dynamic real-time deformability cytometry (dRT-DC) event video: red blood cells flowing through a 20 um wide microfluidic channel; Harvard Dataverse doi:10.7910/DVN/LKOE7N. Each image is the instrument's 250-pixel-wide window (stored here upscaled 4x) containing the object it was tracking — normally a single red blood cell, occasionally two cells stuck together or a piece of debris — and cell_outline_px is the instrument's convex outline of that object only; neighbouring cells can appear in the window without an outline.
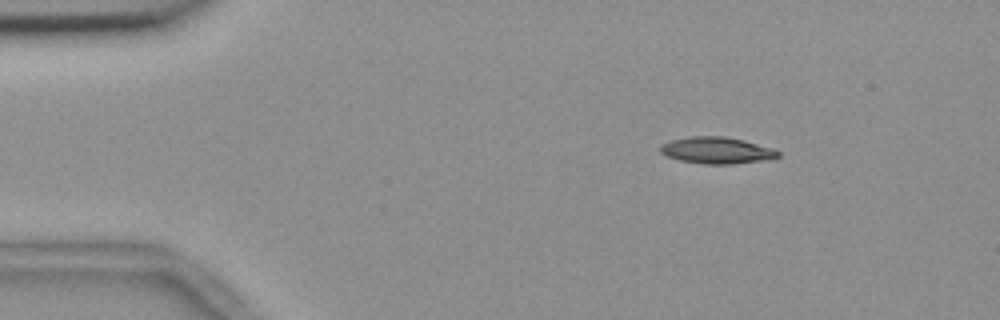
{"species": "common noctule bat (a hibernating species)", "species_latin": "Nyctalus noctula", "temperature_condition": "room temperature", "stored_images_in_passage": 24, "camera_frame_rate_fps": 3000, "um_per_image_px": 0.085, "animal": {"sex": "female", "body_mass_g": 18.4}, "frame": {"image": 1, "passage_image": 1, "time_ms": 0.0, "image_size_px": [1000, 320], "cell_outline_px": [[780, 156], [760, 160], [732, 164], [704, 164], [680, 160], [668, 156], [660, 152], [660, 144], [672, 140], [688, 136], [724, 136], [744, 140], [772, 148], [780, 152]], "centroid_in_image_um": [60.89, 12.77], "position_along_channel_um": 24.1, "area_um2": 18.09}}
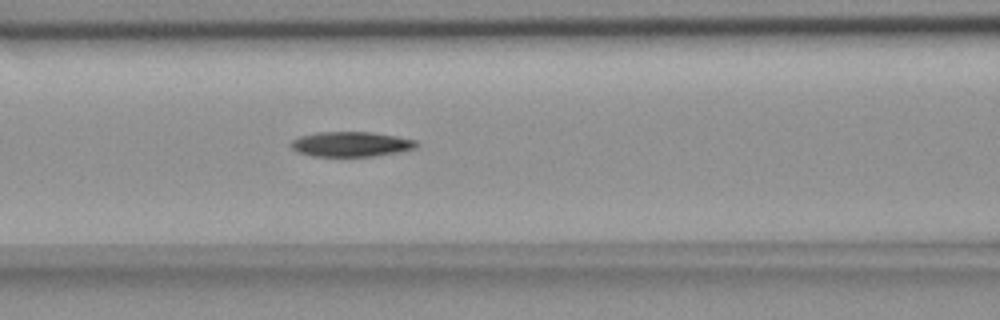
{"frame": {"image": 2, "passage_image": 16, "time_ms": 5.0, "image_size_px": [1000, 320], "cell_outline_px": [[420, 144], [416, 148], [400, 152], [372, 156], [312, 156], [296, 152], [288, 144], [292, 140], [300, 136], [316, 132], [372, 132], [396, 136], [416, 140]], "centroid_in_image_um": [29.83, 12.25], "position_along_channel_um": 136.8, "area_um2": 18.44}}
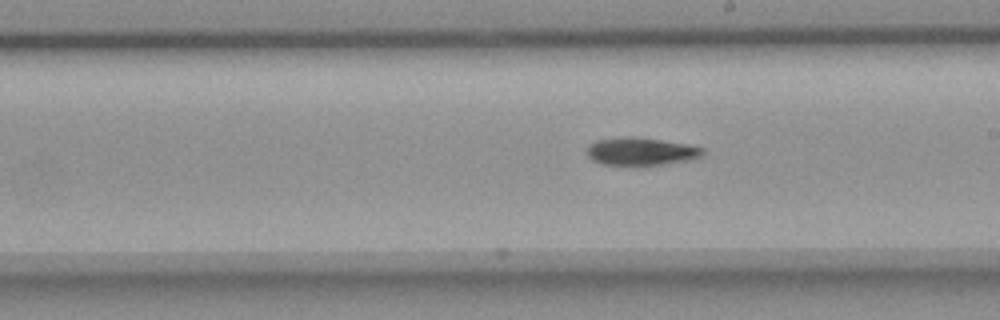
{"frame": {"image": 3, "passage_image": 24, "time_ms": 7.667, "image_size_px": [1000, 320], "cell_outline_px": [[704, 152], [700, 156], [688, 160], [648, 168], [632, 168], [600, 164], [592, 160], [588, 156], [588, 144], [596, 140], [628, 136], [632, 136], [688, 144], [704, 148]], "centroid_in_image_um": [54.45, 12.93], "position_along_channel_um": 234.6, "area_um2": 19.71}}